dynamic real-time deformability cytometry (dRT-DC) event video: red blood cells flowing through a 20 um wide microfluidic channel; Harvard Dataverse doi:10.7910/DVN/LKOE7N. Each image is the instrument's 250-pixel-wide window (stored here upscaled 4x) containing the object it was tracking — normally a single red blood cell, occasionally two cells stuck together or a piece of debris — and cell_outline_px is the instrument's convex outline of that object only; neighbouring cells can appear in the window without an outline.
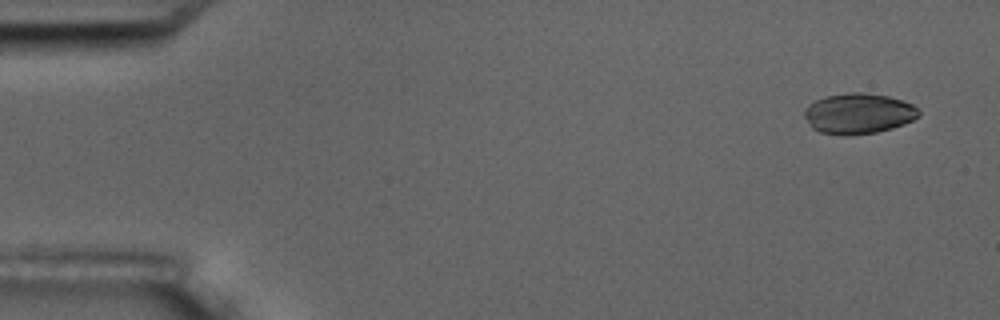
{"species": "common noctule bat (a hibernating species)", "species_latin": "Nyctalus noctula", "temperature_condition": "room temperature", "stored_images_in_passage": 6, "camera_frame_rate_fps": 3000, "um_per_image_px": 0.085, "animal": {"sex": "male", "body_mass_g": 17.5, "forearm_length_mm": 52.3}, "frame": {"image": 1, "passage_image": 1, "time_ms": 0.0, "image_size_px": [1000, 320], "cell_outline_px": [[920, 116], [904, 124], [892, 128], [876, 132], [844, 136], [820, 132], [812, 128], [804, 116], [804, 108], [808, 104], [824, 96], [848, 92], [868, 92], [888, 96], [912, 104], [920, 112]], "centroid_in_image_um": [72.94, 9.64], "position_along_channel_um": 12.1, "area_um2": 27.22}}
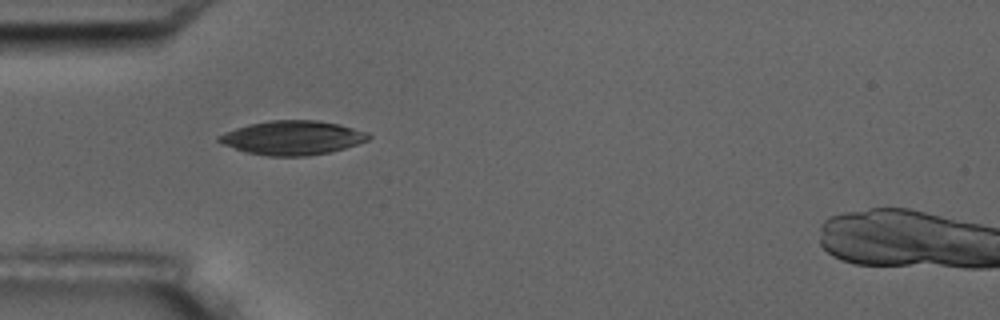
{"frame": {"image": 2, "passage_image": 5, "time_ms": 4.667, "image_size_px": [1000, 320], "cell_outline_px": [[372, 136], [368, 140], [332, 152], [304, 156], [268, 156], [244, 152], [220, 144], [216, 140], [216, 136], [224, 132], [248, 124], [268, 120], [316, 120], [336, 124], [368, 132]], "centroid_in_image_um": [24.79, 11.71], "position_along_channel_um": 60.2, "area_um2": 29.88}}